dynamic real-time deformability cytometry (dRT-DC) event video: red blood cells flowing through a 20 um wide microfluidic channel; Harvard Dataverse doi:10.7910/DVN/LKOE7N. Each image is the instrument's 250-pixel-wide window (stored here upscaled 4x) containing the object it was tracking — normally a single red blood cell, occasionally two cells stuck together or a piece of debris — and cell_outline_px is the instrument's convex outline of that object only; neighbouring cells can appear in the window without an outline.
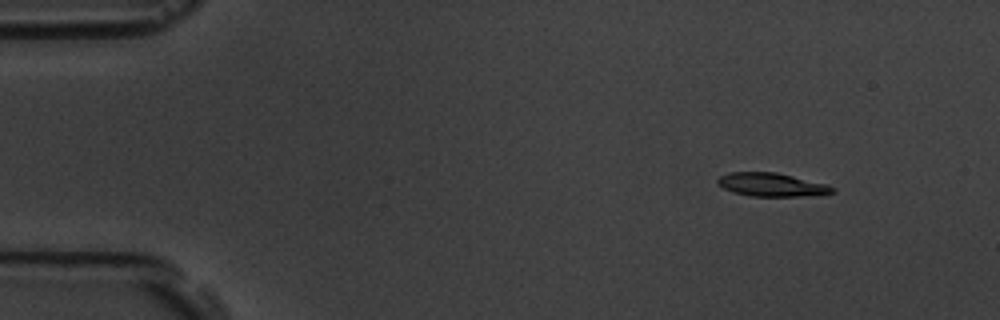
{"species": "common noctule bat (a hibernating species)", "species_latin": "Nyctalus noctula", "temperature_condition": "room temperature", "stored_images_in_passage": 7, "camera_frame_rate_fps": 3000, "um_per_image_px": 0.085, "animal": {"sex": "male", "body_mass_g": 19.5, "forearm_length_mm": 54.6}, "frame": {"image": 1, "passage_image": 2, "time_ms": 1.0, "image_size_px": [1000, 320], "cell_outline_px": [[836, 192], [820, 196], [752, 196], [732, 192], [724, 188], [716, 180], [720, 176], [728, 172], [776, 172], [828, 184], [836, 188]], "centroid_in_image_um": [65.68, 15.71], "position_along_channel_um": 19.3, "area_um2": 15.9}}
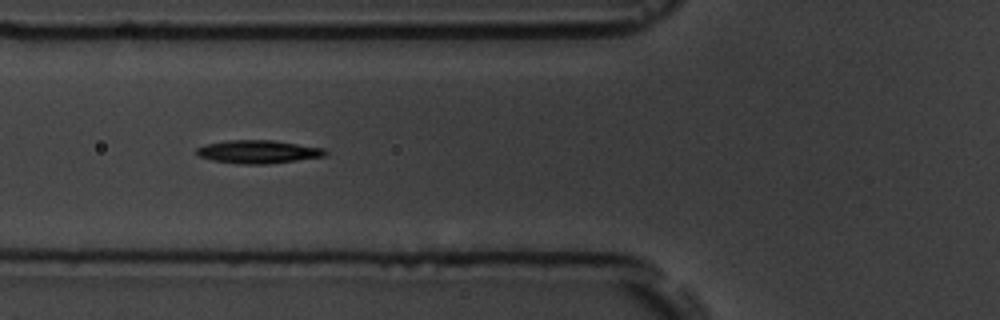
{"frame": {"image": 2, "passage_image": 6, "time_ms": 6.0, "image_size_px": [1000, 320], "cell_outline_px": [[328, 152], [324, 156], [296, 160], [264, 164], [240, 164], [212, 160], [200, 156], [196, 152], [196, 148], [208, 144], [228, 140], [272, 140], [324, 148]], "centroid_in_image_um": [21.94, 12.9], "position_along_channel_um": 103.9, "area_um2": 17.11}}
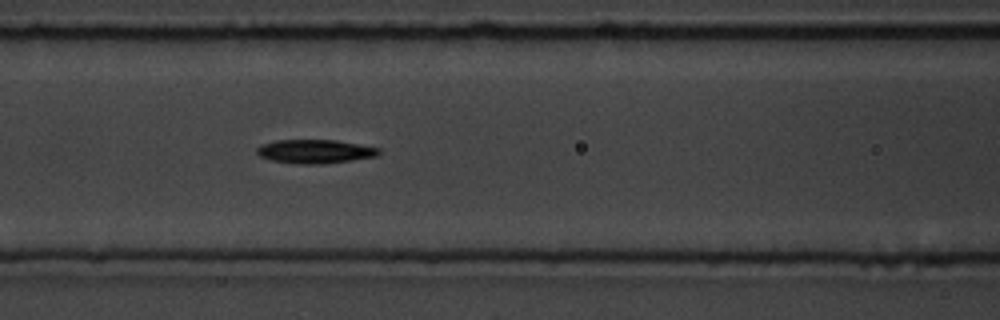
{"frame": {"image": 3, "passage_image": 7, "time_ms": 7.0, "image_size_px": [1000, 320], "cell_outline_px": [[380, 152], [376, 156], [352, 160], [324, 164], [296, 164], [272, 160], [260, 156], [256, 152], [256, 148], [260, 144], [276, 140], [336, 140], [380, 148]], "centroid_in_image_um": [26.75, 12.87], "position_along_channel_um": 139.9, "area_um2": 16.94}}